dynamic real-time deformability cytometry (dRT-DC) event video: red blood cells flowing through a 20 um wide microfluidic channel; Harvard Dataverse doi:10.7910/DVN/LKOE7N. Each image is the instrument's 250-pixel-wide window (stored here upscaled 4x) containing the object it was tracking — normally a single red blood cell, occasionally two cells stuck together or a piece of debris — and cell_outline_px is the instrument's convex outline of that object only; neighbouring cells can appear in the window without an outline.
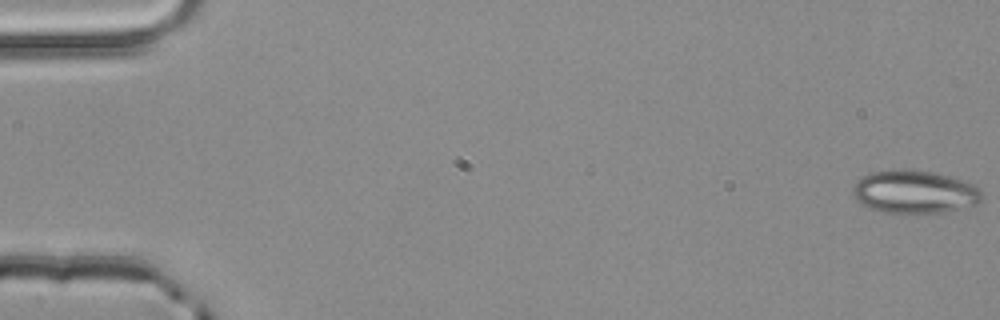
{"species": "common noctule bat (a hibernating species)", "species_latin": "Nyctalus noctula", "temperature_condition": "room temperature", "stored_images_in_passage": 4, "camera_frame_rate_fps": 3000, "um_per_image_px": 0.085, "animal": {"sex": "male", "body_mass_g": 20.4}, "frame": {"image": 1, "passage_image": 1, "time_ms": 0.0, "image_size_px": [1000, 320], "cell_outline_px": [[984, 196], [976, 204], [940, 212], [884, 212], [872, 208], [864, 204], [852, 196], [852, 188], [856, 180], [868, 172], [900, 168], [904, 168], [928, 172], [948, 176], [976, 184], [980, 188]], "centroid_in_image_um": [77.71, 16.27], "position_along_channel_um": 7.3, "area_um2": 32.19}}